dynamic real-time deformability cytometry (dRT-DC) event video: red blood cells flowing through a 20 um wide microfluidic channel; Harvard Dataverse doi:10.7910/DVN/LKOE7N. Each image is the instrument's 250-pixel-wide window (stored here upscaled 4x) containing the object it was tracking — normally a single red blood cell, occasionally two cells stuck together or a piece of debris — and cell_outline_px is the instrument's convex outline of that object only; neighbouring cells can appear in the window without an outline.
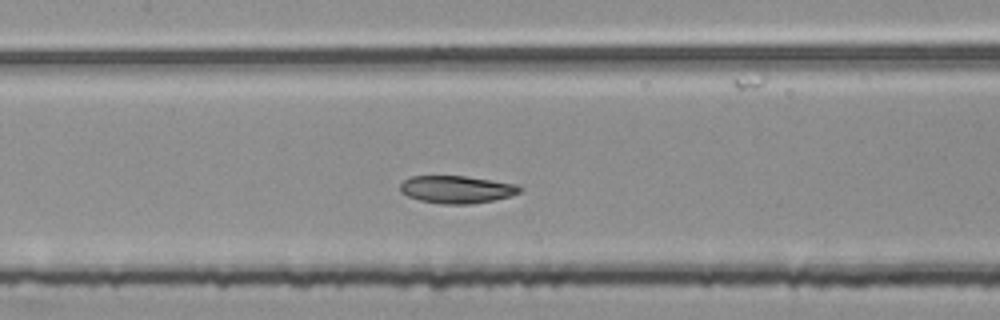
{"species": "common noctule bat (a hibernating species)", "species_latin": "Nyctalus noctula", "temperature_condition": "room temperature", "stored_images_in_passage": 42, "segment_of_instrument_passage": [2, 2], "camera_frame_rate_fps": 3000, "um_per_image_px": 0.085, "animal": {"sex": "female", "body_mass_g": 25.1}, "frame": {"image": 1, "passage_image": 17, "time_ms": 5.333, "image_size_px": [1000, 320], "cell_outline_px": [[520, 192], [508, 196], [492, 200], [468, 204], [440, 204], [420, 200], [408, 196], [400, 192], [400, 184], [404, 180], [412, 176], [464, 176], [492, 180], [516, 184], [520, 188]], "centroid_in_image_um": [38.77, 16.1], "position_along_channel_um": 168.6, "area_um2": 18.96}}
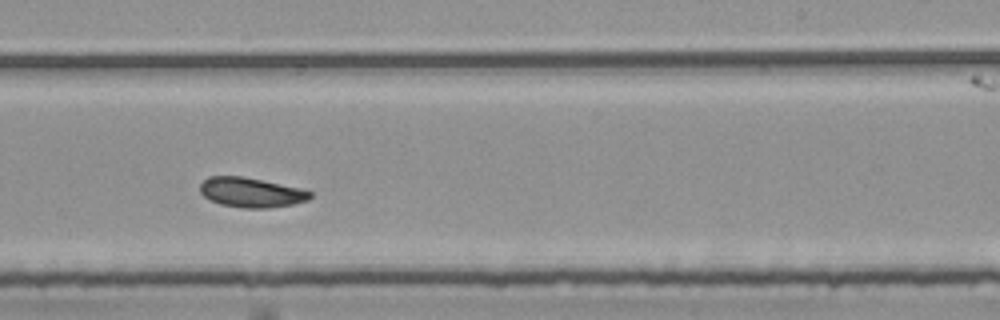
{"frame": {"image": 2, "passage_image": 25, "time_ms": 8.0, "image_size_px": [1000, 320], "cell_outline_px": [[312, 196], [308, 200], [292, 204], [268, 208], [244, 208], [220, 204], [208, 200], [200, 192], [200, 184], [204, 180], [212, 176], [244, 176], [300, 188], [312, 192]], "centroid_in_image_um": [21.33, 16.36], "position_along_channel_um": 267.7, "area_um2": 19.07}}
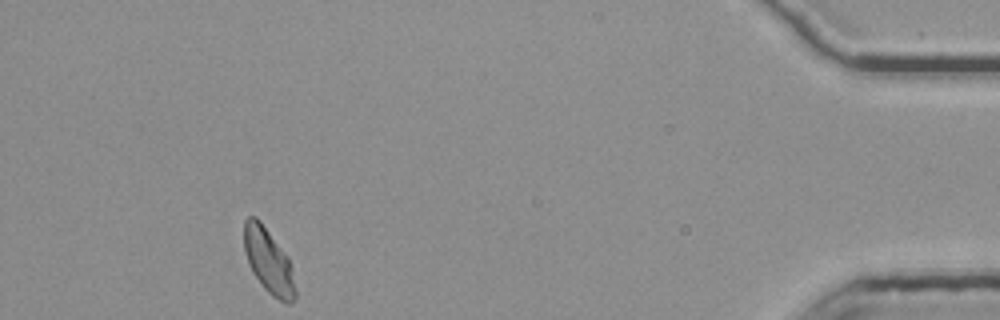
{"frame": {"image": 3, "passage_image": 42, "time_ms": 13.667, "image_size_px": [1000, 320], "cell_outline_px": [[296, 296], [288, 304], [284, 304], [272, 296], [264, 288], [252, 272], [248, 264], [244, 252], [244, 220], [248, 216], [256, 216], [260, 220], [288, 260], [292, 268], [296, 288]], "centroid_in_image_um": [22.8, 22.22], "position_along_channel_um": 412.4, "area_um2": 19.19}}